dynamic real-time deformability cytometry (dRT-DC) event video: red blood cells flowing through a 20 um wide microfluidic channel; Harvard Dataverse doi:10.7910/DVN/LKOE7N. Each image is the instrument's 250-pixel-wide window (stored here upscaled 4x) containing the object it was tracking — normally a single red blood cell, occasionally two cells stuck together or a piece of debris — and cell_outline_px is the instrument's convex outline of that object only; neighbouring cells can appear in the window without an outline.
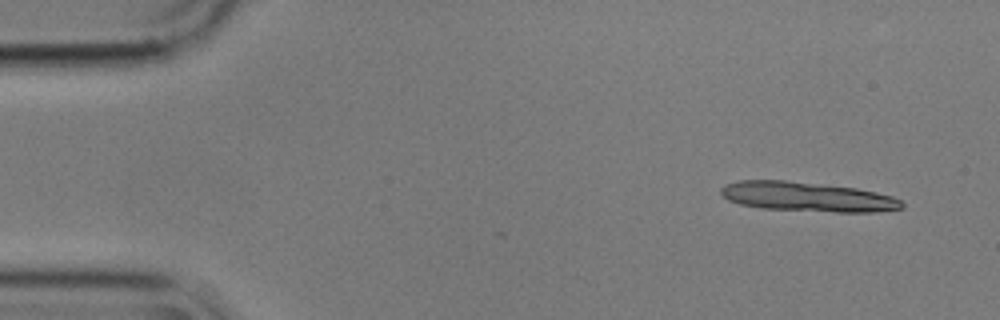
{"species": "common noctule bat (a hibernating species)", "species_latin": "Nyctalus noctula", "temperature_condition": "cold", "stored_images_in_passage": 8, "camera_frame_rate_fps": 3000, "um_per_image_px": 0.085, "animal": {"sex": "male", "body_mass_g": 17.9}, "frame": {"image": 1, "passage_image": 1, "time_ms": 0.0, "image_size_px": [1000, 320], "cell_outline_px": [[904, 208], [876, 212], [836, 212], [760, 208], [740, 204], [728, 200], [720, 192], [720, 188], [724, 184], [736, 180], [784, 180], [856, 188], [876, 192], [892, 196], [900, 200], [904, 204]], "centroid_in_image_um": [68.61, 16.72], "position_along_channel_um": 16.4, "area_um2": 31.21}}